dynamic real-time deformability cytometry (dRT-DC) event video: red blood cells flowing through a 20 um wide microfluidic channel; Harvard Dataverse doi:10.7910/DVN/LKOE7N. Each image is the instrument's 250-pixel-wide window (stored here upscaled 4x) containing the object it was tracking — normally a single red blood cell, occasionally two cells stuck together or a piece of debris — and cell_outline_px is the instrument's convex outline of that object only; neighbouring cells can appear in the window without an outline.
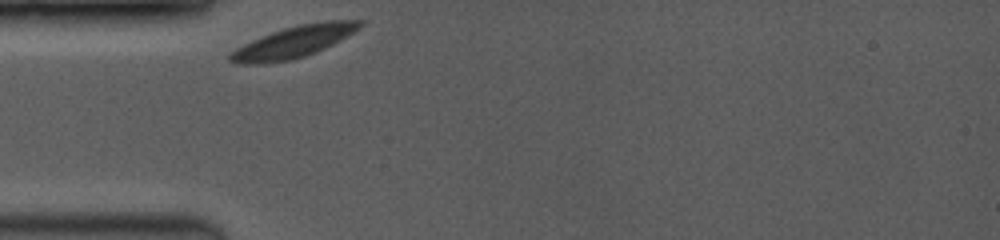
{"species": "common noctule bat (a hibernating species)", "species_latin": "Nyctalus noctula", "temperature_condition": "room temperature", "stored_images_in_passage": 62, "camera_frame_rate_fps": 3500, "um_per_image_px": 0.085, "animal": {"sex": "female", "body_mass_g": 19.0, "forearm_length_mm": 53.3}, "frame": {"image": 1, "passage_image": 1, "time_ms": 0.0, "image_size_px": [1000, 240], "cell_outline_px": [[364, 24], [360, 28], [340, 40], [316, 52], [292, 60], [260, 64], [236, 64], [228, 60], [228, 56], [236, 48], [252, 40], [272, 32], [284, 28], [300, 24], [324, 20], [360, 20]], "centroid_in_image_um": [24.96, 3.56], "position_along_channel_um": 60.0, "area_um2": 23.81}}
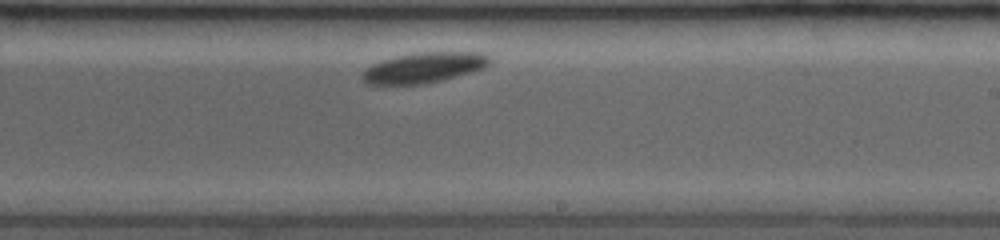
{"frame": {"image": 2, "passage_image": 32, "time_ms": 5.429, "image_size_px": [1000, 240], "cell_outline_px": [[492, 60], [484, 68], [472, 72], [444, 80], [424, 84], [368, 84], [360, 76], [364, 68], [372, 64], [396, 56], [416, 52], [480, 52], [492, 56]], "centroid_in_image_um": [36.07, 5.74], "position_along_channel_um": 252.9, "area_um2": 22.77}}
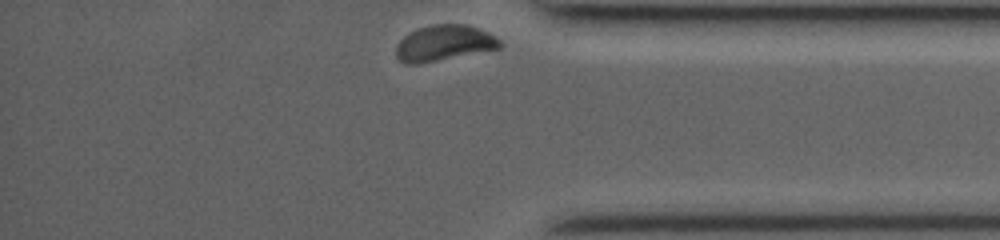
{"frame": {"image": 3, "passage_image": 61, "time_ms": 9.429, "image_size_px": [1000, 240], "cell_outline_px": [[504, 44], [500, 48], [416, 64], [408, 64], [400, 60], [396, 56], [396, 44], [404, 36], [420, 28], [432, 24], [464, 24], [480, 28], [496, 36]], "centroid_in_image_um": [37.77, 3.65], "position_along_channel_um": 397.4, "area_um2": 21.44}, "authors_computed_cell_mechanics": {"area_um2": 22.7732, "velocity_mm_per_s": 3.6283, "shape_relaxation_time_tau1_ms": 1.4181, "shape_relaxation_time_tau2_ms": null, "deformation_change_tau1": 0.0462, "deformation_change_tau2": null}}